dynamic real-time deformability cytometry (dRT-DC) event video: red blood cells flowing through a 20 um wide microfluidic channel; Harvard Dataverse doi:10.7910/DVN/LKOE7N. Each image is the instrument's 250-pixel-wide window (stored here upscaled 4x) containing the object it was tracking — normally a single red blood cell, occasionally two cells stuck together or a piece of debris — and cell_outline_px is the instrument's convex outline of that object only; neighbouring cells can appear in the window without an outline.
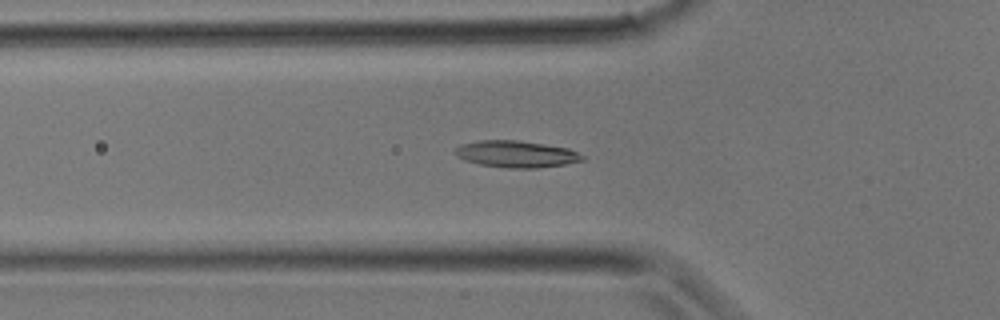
{"species": "common noctule bat (a hibernating species)", "species_latin": "Nyctalus noctula", "temperature_condition": "room temperature", "stored_images_in_passage": 29, "camera_frame_rate_fps": 3000, "um_per_image_px": 0.085, "animal": {"sex": "male", "body_mass_g": 17.9}, "frame": {"image": 1, "passage_image": 8, "time_ms": 2.333, "image_size_px": [1000, 320], "cell_outline_px": [[584, 160], [564, 164], [536, 168], [508, 168], [480, 164], [464, 160], [456, 156], [452, 152], [460, 144], [480, 140], [516, 140], [568, 148], [584, 156]], "centroid_in_image_um": [43.82, 13.09], "position_along_channel_um": 82.0, "area_um2": 19.71}}
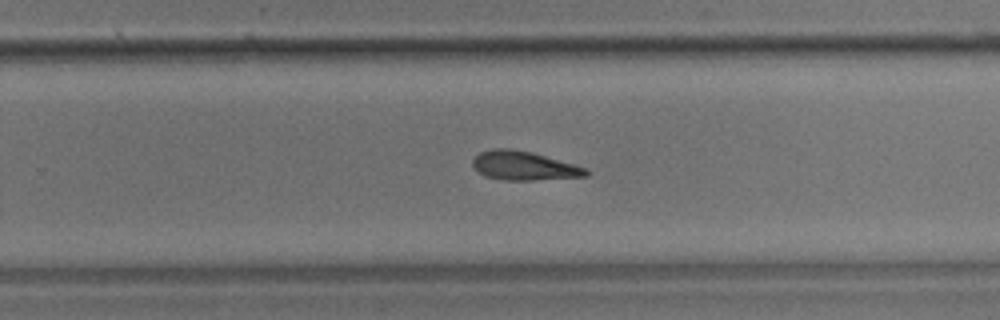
{"frame": {"image": 2, "passage_image": 18, "time_ms": 5.667, "image_size_px": [1000, 320], "cell_outline_px": [[592, 172], [588, 176], [532, 180], [504, 180], [484, 176], [476, 172], [472, 164], [472, 160], [480, 152], [492, 148], [512, 148], [532, 152], [572, 164], [584, 168]], "centroid_in_image_um": [44.48, 14.09], "position_along_channel_um": 285.3, "area_um2": 19.13}}
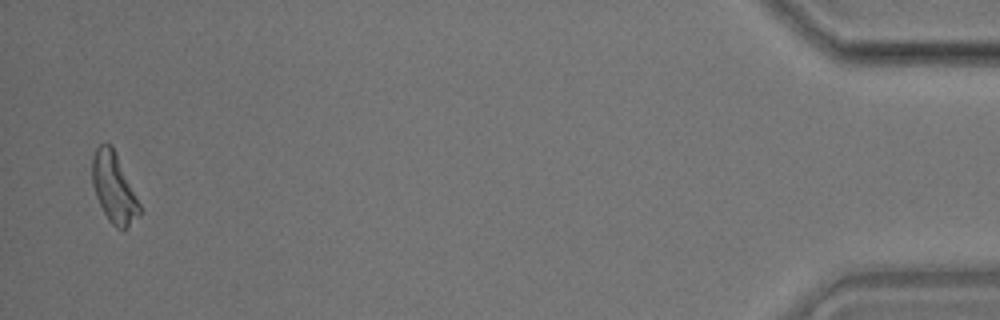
{"frame": {"image": 3, "passage_image": 29, "time_ms": 9.333, "image_size_px": [1000, 320], "cell_outline_px": [[140, 212], [124, 228], [116, 228], [108, 220], [96, 196], [92, 184], [92, 156], [96, 148], [100, 144], [112, 144], [140, 204]], "centroid_in_image_um": [9.64, 15.91], "position_along_channel_um": 425.6, "area_um2": 18.79}}